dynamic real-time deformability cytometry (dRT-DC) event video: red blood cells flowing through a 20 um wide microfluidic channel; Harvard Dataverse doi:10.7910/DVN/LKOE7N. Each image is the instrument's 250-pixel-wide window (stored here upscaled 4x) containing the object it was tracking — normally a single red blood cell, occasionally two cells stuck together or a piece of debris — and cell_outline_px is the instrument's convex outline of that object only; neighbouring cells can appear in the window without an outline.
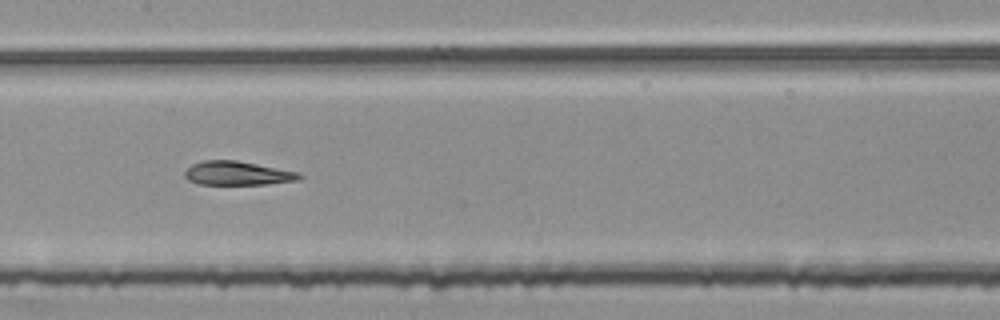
{"species": "common noctule bat (a hibernating species)", "species_latin": "Nyctalus noctula", "temperature_condition": "room temperature", "stored_images_in_passage": 54, "segment_of_instrument_passage": [2, 2], "camera_frame_rate_fps": 3000, "um_per_image_px": 0.085, "animal": {"sex": "female", "body_mass_g": 25.1}, "frame": {"image": 1, "passage_image": 27, "time_ms": 8.667, "image_size_px": [1000, 320], "cell_outline_px": [[304, 176], [300, 180], [268, 184], [200, 184], [188, 180], [184, 176], [184, 172], [192, 164], [204, 160], [236, 160], [296, 172]], "centroid_in_image_um": [20.17, 14.73], "position_along_channel_um": 187.2, "area_um2": 15.78}}
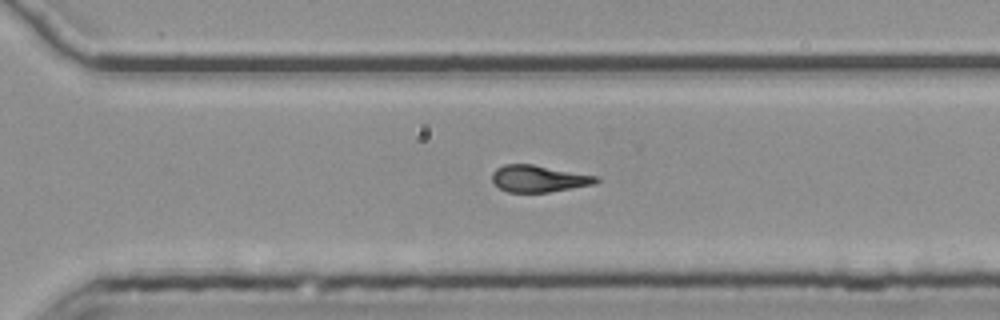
{"frame": {"image": 2, "passage_image": 38, "time_ms": 12.333, "image_size_px": [1000, 320], "cell_outline_px": [[600, 180], [592, 184], [572, 188], [548, 192], [508, 192], [500, 188], [492, 180], [492, 172], [496, 168], [504, 164], [532, 164], [600, 176]], "centroid_in_image_um": [45.8, 15.17], "position_along_channel_um": 324.8, "area_um2": 16.24}}
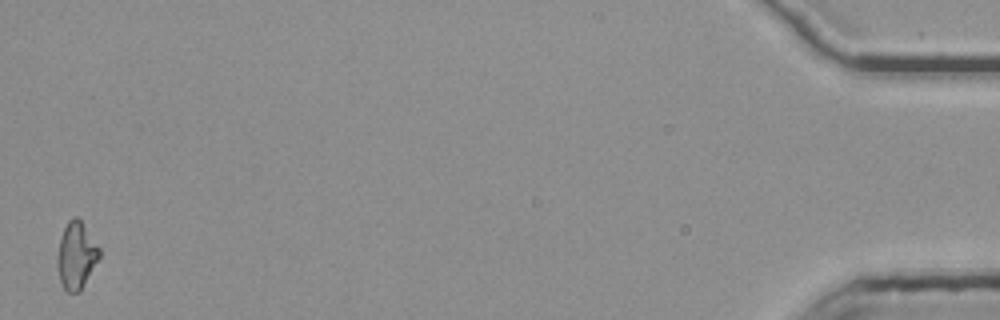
{"frame": {"image": 3, "passage_image": 54, "time_ms": 17.667, "image_size_px": [1000, 320], "cell_outline_px": [[100, 256], [80, 292], [68, 292], [64, 288], [60, 280], [56, 264], [56, 260], [60, 240], [64, 228], [68, 220], [72, 216], [76, 216], [80, 220], [100, 248]], "centroid_in_image_um": [6.47, 21.72], "position_along_channel_um": 428.7, "area_um2": 16.24}}